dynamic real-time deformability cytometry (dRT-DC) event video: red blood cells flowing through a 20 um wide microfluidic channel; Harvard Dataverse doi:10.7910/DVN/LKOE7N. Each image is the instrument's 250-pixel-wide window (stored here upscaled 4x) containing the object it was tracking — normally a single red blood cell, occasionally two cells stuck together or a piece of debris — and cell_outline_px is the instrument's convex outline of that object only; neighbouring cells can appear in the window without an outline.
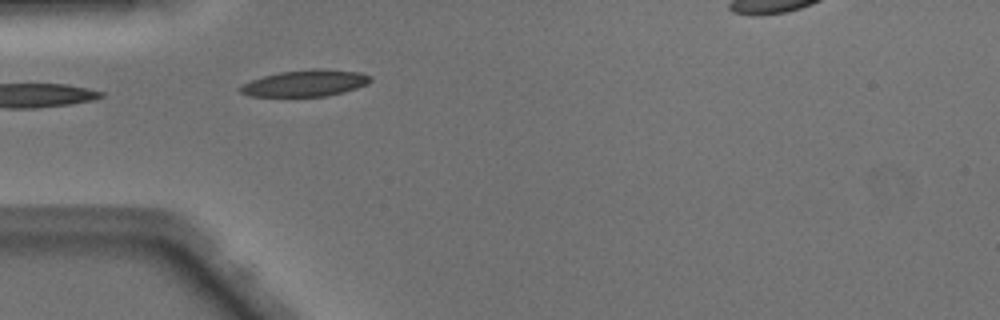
{"species": "Egyptian fruit bat (a non-hibernating species)", "species_latin": "Rousettus aegyptiacus", "temperature_condition": "warm", "stored_images_in_passage": 5, "camera_frame_rate_fps": 3000, "um_per_image_px": 0.085, "animal": {"sex": "male"}, "frame": {"image": 1, "passage_image": 1, "time_ms": 0.0, "image_size_px": [1000, 320], "cell_outline_px": [[372, 80], [368, 84], [344, 92], [328, 96], [248, 96], [240, 92], [236, 88], [252, 80], [264, 76], [280, 72], [312, 68], [316, 68], [360, 72], [372, 76]], "centroid_in_image_um": [25.97, 7.07], "position_along_channel_um": 59.0, "area_um2": 20.17}}